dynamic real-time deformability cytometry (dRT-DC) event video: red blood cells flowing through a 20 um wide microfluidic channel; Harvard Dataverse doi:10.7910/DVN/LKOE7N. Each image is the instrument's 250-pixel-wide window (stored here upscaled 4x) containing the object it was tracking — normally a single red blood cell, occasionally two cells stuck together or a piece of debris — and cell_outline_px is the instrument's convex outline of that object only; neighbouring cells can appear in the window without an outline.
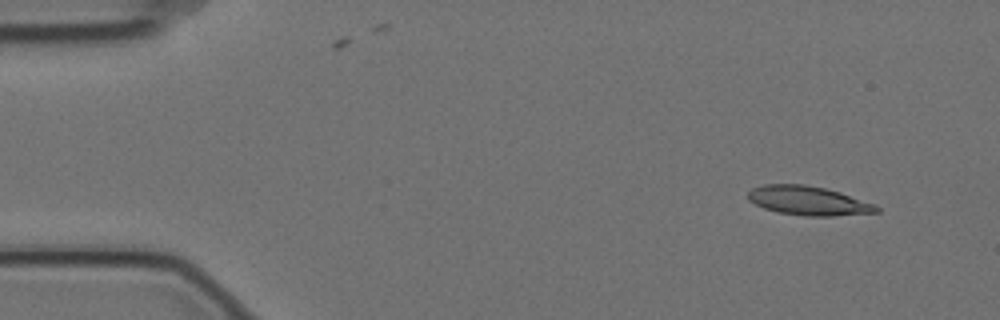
{"species": "Egyptian fruit bat (a non-hibernating species)", "species_latin": "Rousettus aegyptiacus", "temperature_condition": "cold", "stored_images_in_passage": 13, "camera_frame_rate_fps": 3000, "um_per_image_px": 0.085, "animal": {"sex": "female"}, "frame": {"image": 1, "passage_image": 2, "time_ms": 0.333, "image_size_px": [1000, 320], "cell_outline_px": [[880, 212], [832, 216], [804, 216], [776, 212], [764, 208], [748, 200], [748, 192], [752, 188], [764, 184], [804, 184], [824, 188], [840, 192], [876, 204], [880, 208]], "centroid_in_image_um": [68.72, 17.06], "position_along_channel_um": 16.3, "area_um2": 21.91}}
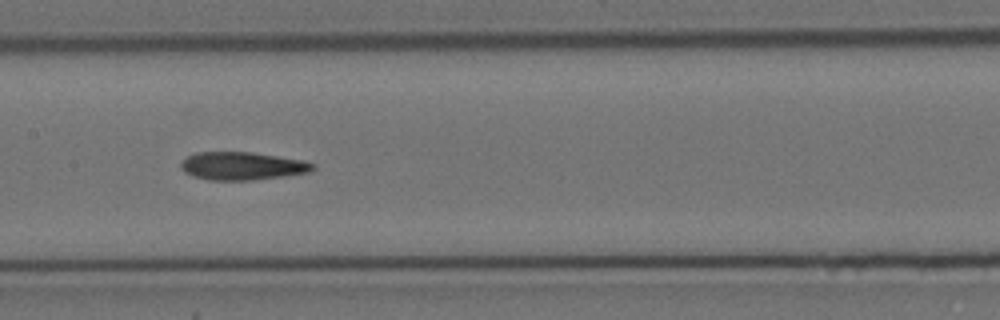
{"frame": {"image": 2, "passage_image": 8, "time_ms": 2.333, "image_size_px": [1000, 320], "cell_outline_px": [[316, 168], [308, 172], [252, 180], [208, 180], [192, 176], [184, 172], [180, 168], [180, 164], [188, 156], [196, 152], [252, 152], [304, 160], [316, 164]], "centroid_in_image_um": [20.57, 14.1], "position_along_channel_um": 186.8, "area_um2": 21.5}}
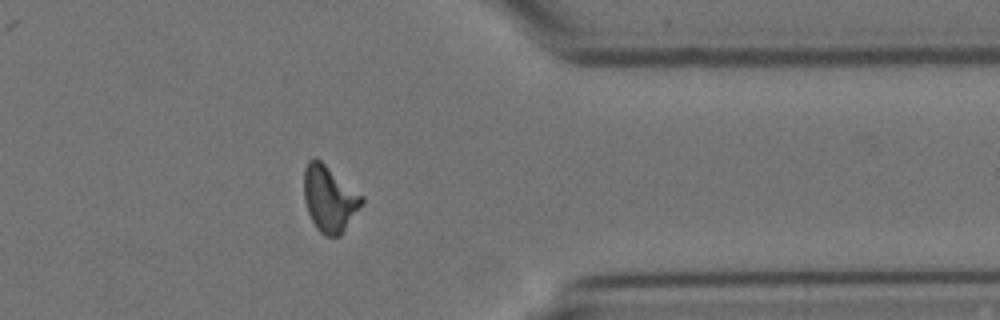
{"frame": {"image": 3, "passage_image": 13, "time_ms": 4.0, "image_size_px": [1000, 320], "cell_outline_px": [[364, 204], [340, 236], [324, 236], [316, 228], [308, 212], [304, 200], [304, 168], [308, 160], [312, 156], [316, 156], [364, 196]], "centroid_in_image_um": [28.01, 16.87], "position_along_channel_um": 383.4, "area_um2": 22.66}}